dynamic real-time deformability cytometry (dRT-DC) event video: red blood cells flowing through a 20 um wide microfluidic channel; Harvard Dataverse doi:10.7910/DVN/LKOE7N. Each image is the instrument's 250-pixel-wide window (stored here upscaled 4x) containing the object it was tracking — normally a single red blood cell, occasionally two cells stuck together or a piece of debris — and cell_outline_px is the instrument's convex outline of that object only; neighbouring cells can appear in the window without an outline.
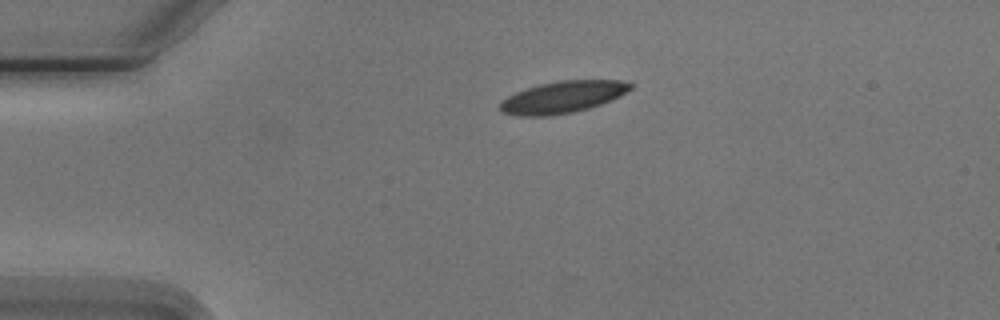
{"species": "Egyptian fruit bat (a non-hibernating species)", "species_latin": "Rousettus aegyptiacus", "temperature_condition": "cold", "stored_images_in_passage": 2, "camera_frame_rate_fps": 3000, "um_per_image_px": 0.085, "animal": {"sex": "male"}, "frame": {"image": 1, "passage_image": 1, "time_ms": 0.0, "image_size_px": [1000, 320], "cell_outline_px": [[636, 84], [632, 88], [620, 96], [612, 100], [588, 108], [572, 112], [548, 116], [516, 116], [500, 112], [500, 104], [508, 96], [516, 92], [540, 84], [560, 80], [620, 80]], "centroid_in_image_um": [47.85, 8.25], "position_along_channel_um": 37.1, "area_um2": 24.16}}